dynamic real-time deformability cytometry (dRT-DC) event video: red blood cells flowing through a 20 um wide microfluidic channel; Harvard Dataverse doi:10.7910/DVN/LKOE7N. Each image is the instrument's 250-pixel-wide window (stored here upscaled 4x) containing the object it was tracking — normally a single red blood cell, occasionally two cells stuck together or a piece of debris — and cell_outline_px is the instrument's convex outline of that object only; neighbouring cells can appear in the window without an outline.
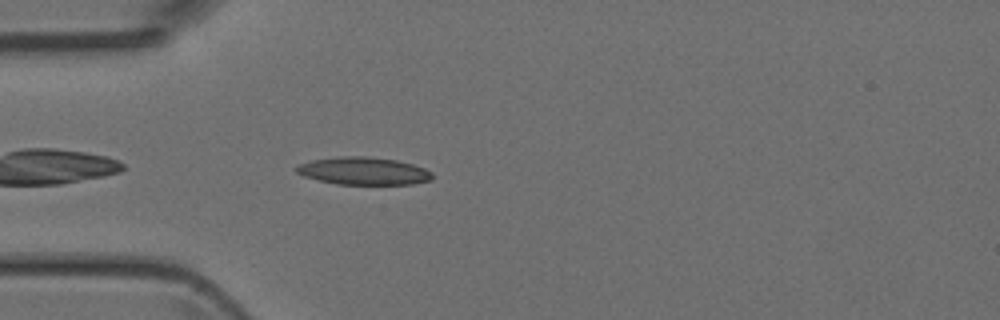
{"species": "Egyptian fruit bat (a non-hibernating species)", "species_latin": "Rousettus aegyptiacus", "temperature_condition": "room temperature", "stored_images_in_passage": 12, "camera_frame_rate_fps": 3000, "um_per_image_px": 0.085, "animal": {"sex": "female"}, "frame": {"image": 1, "passage_image": 1, "time_ms": 0.0, "image_size_px": [1000, 320], "cell_outline_px": [[432, 180], [412, 184], [336, 184], [304, 176], [296, 172], [296, 164], [312, 160], [340, 156], [364, 156], [396, 160], [412, 164], [424, 168], [432, 172]], "centroid_in_image_um": [30.89, 14.53], "position_along_channel_um": 54.1, "area_um2": 21.79}}